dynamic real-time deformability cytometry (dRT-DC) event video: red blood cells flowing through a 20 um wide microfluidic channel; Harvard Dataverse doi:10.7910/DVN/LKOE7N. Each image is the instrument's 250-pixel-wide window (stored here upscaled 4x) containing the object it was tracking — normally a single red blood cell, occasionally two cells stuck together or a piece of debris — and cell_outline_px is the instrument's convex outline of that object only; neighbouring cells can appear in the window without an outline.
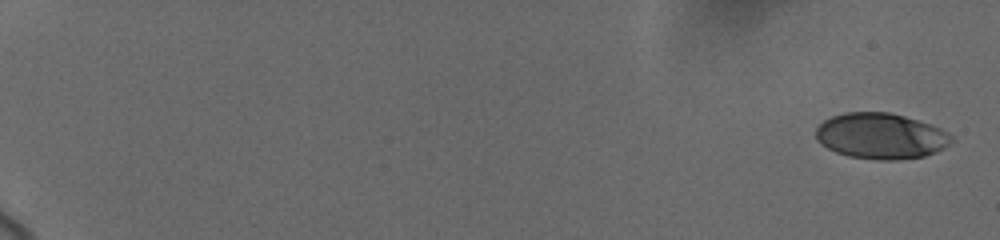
{"species": "human", "species_latin": "Homo sapiens", "temperature_condition": "cold", "stored_images_in_passage": 36, "camera_frame_rate_fps": 3000, "um_per_image_px": 0.085, "donor": {"sex": "female"}, "frame": {"image": 1, "passage_image": 1, "time_ms": 0.0, "image_size_px": [1000, 240], "cell_outline_px": [[956, 140], [944, 148], [936, 152], [924, 156], [896, 160], [880, 160], [848, 156], [836, 152], [820, 144], [816, 140], [816, 128], [824, 120], [832, 116], [844, 112], [888, 112], [904, 116], [940, 128], [948, 132]], "centroid_in_image_um": [74.87, 11.56], "position_along_channel_um": 10.1, "area_um2": 36.3}}
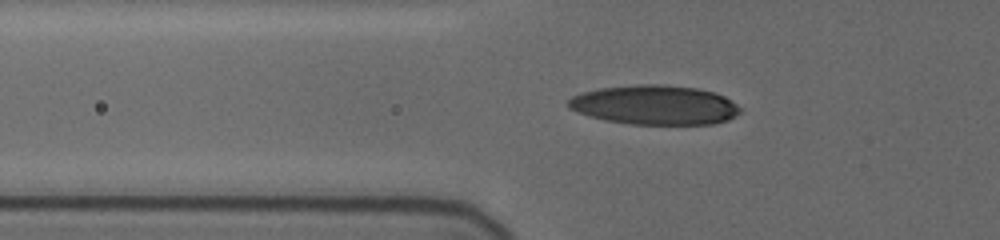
{"frame": {"image": 2, "passage_image": 31, "time_ms": 7.333, "image_size_px": [1000, 240], "cell_outline_px": [[744, 108], [736, 116], [728, 120], [712, 124], [628, 124], [604, 120], [568, 108], [568, 100], [572, 96], [584, 92], [600, 88], [640, 84], [664, 84], [696, 88], [712, 92], [724, 96]], "centroid_in_image_um": [55.7, 8.92], "position_along_channel_um": 70.1, "area_um2": 39.48}}
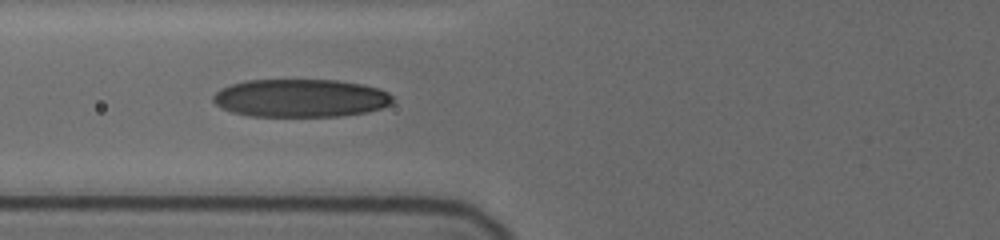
{"frame": {"image": 3, "passage_image": 35, "time_ms": 8.333, "image_size_px": [1000, 240], "cell_outline_px": [[396, 100], [392, 104], [380, 108], [364, 112], [340, 116], [248, 116], [232, 112], [216, 104], [212, 100], [212, 96], [216, 92], [232, 84], [248, 80], [336, 80], [360, 84], [380, 88], [388, 92]], "centroid_in_image_um": [25.58, 8.34], "position_along_channel_um": 100.2, "area_um2": 39.71}}